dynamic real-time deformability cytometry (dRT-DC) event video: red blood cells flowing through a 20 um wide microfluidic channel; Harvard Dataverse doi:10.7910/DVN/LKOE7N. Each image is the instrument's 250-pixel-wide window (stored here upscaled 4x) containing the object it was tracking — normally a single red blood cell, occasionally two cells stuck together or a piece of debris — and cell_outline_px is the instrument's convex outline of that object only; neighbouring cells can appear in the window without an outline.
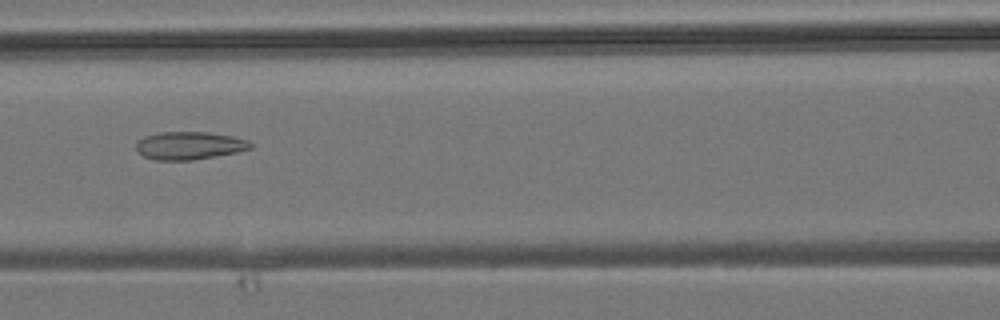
{"species": "common noctule bat (a hibernating species)", "species_latin": "Nyctalus noctula", "temperature_condition": "room temperature", "stored_images_in_passage": 5, "camera_frame_rate_fps": 3000, "um_per_image_px": 0.085, "animal": {"sex": "male", "body_mass_g": 19.2, "forearm_length_mm": 51.8}, "frame": {"image": 1, "passage_image": 5, "time_ms": 6.0, "image_size_px": [1000, 320], "cell_outline_px": [[252, 148], [236, 152], [192, 160], [156, 160], [144, 156], [136, 152], [136, 140], [144, 136], [160, 132], [208, 132], [232, 136], [248, 140], [252, 144]], "centroid_in_image_um": [16.05, 12.37], "position_along_channel_um": 150.5, "area_um2": 18.61}}